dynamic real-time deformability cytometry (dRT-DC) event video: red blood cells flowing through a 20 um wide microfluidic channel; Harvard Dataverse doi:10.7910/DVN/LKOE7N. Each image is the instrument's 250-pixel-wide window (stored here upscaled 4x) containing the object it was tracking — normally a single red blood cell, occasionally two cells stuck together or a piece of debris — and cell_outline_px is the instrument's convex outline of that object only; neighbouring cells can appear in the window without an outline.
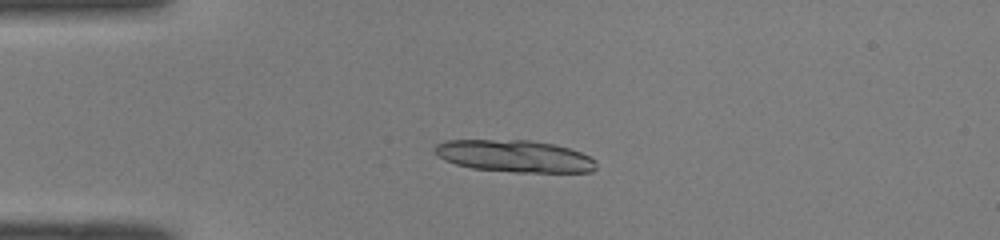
{"species": "common noctule bat (a hibernating species)", "species_latin": "Nyctalus noctula", "temperature_condition": "room temperature", "stored_images_in_passage": 38, "camera_frame_rate_fps": 3000, "um_per_image_px": 0.085, "animal": {"sex": "male", "body_mass_g": 19.0, "forearm_length_mm": 50.8}, "frame": {"image": 1, "passage_image": 1, "time_ms": 0.0, "image_size_px": [1000, 240], "cell_outline_px": [[596, 168], [592, 172], [516, 172], [472, 168], [456, 164], [444, 160], [432, 148], [436, 144], [444, 140], [528, 140], [556, 144], [580, 152], [596, 160]], "centroid_in_image_um": [43.74, 13.26], "position_along_channel_um": 41.3, "area_um2": 30.17}, "authors_computed_cell_mechanics": {"area_um2": 17.4556, "velocity_mm_per_s": 4.071, "shape_relaxation_time_tau1_ms": 1.9813, "shape_relaxation_time_tau2_ms": 3.7793, "deformation_change_tau1": 0.1494, "deformation_change_tau2": 0.0376}}